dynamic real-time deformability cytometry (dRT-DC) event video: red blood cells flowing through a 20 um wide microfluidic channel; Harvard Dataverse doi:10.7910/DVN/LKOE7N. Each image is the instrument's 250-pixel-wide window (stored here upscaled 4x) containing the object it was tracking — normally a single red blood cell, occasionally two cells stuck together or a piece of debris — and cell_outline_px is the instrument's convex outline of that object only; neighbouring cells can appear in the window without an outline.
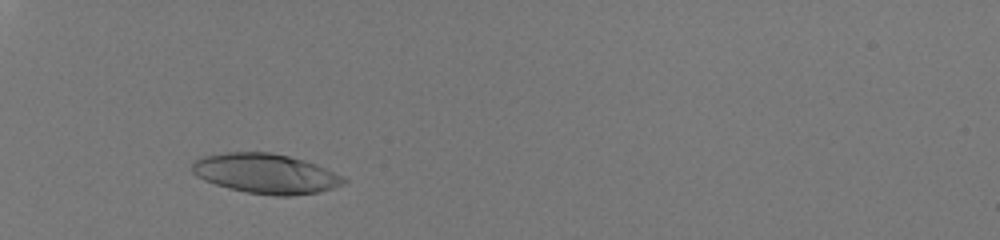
{"species": "human", "species_latin": "Homo sapiens", "temperature_condition": "room temperature", "stored_images_in_passage": 38, "camera_frame_rate_fps": 3000, "um_per_image_px": 0.085, "donor": {"sex": "male"}, "frame": {"image": 1, "passage_image": 11, "time_ms": 3.333, "image_size_px": [1000, 240], "cell_outline_px": [[348, 180], [344, 184], [320, 192], [292, 196], [276, 196], [244, 192], [228, 188], [204, 180], [196, 176], [192, 172], [192, 164], [196, 160], [204, 156], [224, 152], [272, 152], [304, 160], [316, 164]], "centroid_in_image_um": [22.57, 14.76], "position_along_channel_um": 62.4, "area_um2": 35.14}}
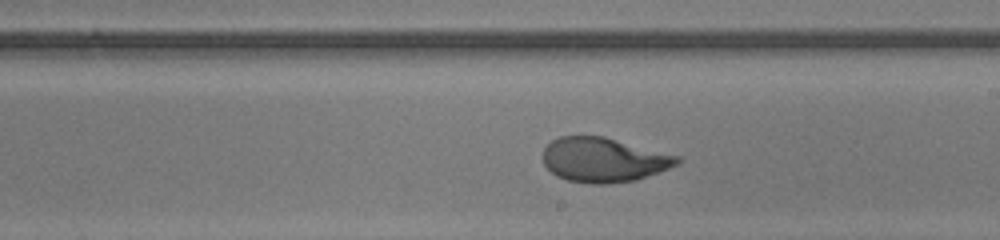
{"frame": {"image": 2, "passage_image": 26, "time_ms": 8.333, "image_size_px": [1000, 240], "cell_outline_px": [[684, 160], [680, 164], [636, 180], [604, 184], [592, 184], [568, 180], [556, 176], [544, 164], [544, 148], [552, 140], [560, 136], [604, 136], [680, 156]], "centroid_in_image_um": [51.35, 13.58], "position_along_channel_um": 237.7, "area_um2": 34.85}}
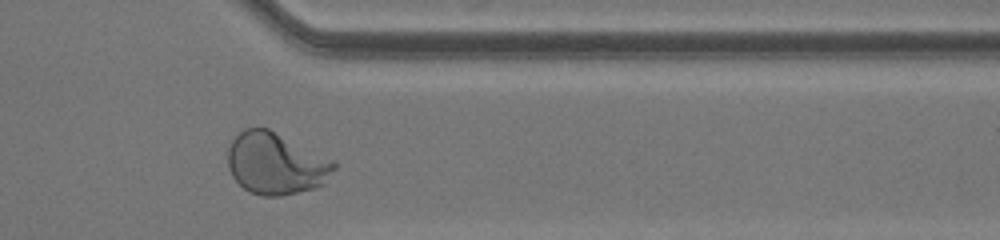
{"frame": {"image": 3, "passage_image": 37, "time_ms": 12.0, "image_size_px": [1000, 240], "cell_outline_px": [[336, 168], [324, 184], [316, 188], [280, 196], [260, 196], [248, 192], [232, 176], [228, 168], [228, 148], [232, 140], [244, 128], [268, 128], [336, 160]], "centroid_in_image_um": [23.47, 13.91], "position_along_channel_um": 387.9, "area_um2": 38.61}, "authors_computed_cell_mechanics": {"area_um2": 35.258, "velocity_mm_per_s": 4.09, "shape_relaxation_time_tau1_ms": 5.1187, "shape_relaxation_time_tau2_ms": null, "deformation_change_tau1": 0.2455, "deformation_change_tau2": null}}